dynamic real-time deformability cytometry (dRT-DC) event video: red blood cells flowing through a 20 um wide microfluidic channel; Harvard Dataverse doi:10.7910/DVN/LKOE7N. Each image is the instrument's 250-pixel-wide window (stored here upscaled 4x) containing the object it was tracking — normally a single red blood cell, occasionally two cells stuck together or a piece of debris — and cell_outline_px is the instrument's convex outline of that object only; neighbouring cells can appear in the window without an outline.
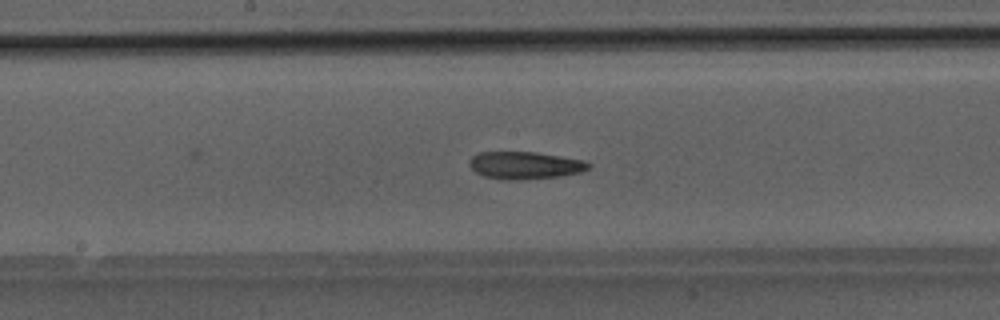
{"species": "Egyptian fruit bat (a non-hibernating species)", "species_latin": "Rousettus aegyptiacus", "temperature_condition": "room temperature", "stored_images_in_passage": 33, "camera_frame_rate_fps": 3000, "um_per_image_px": 0.085, "animal": {"sex": "male"}, "frame": {"image": 1, "passage_image": 13, "time_ms": 4.0, "image_size_px": [1000, 320], "cell_outline_px": [[592, 164], [588, 168], [580, 172], [560, 176], [524, 180], [500, 180], [484, 176], [476, 172], [468, 164], [468, 160], [472, 156], [480, 152], [536, 152], [584, 160]], "centroid_in_image_um": [44.59, 14.06], "position_along_channel_um": 203.6, "area_um2": 19.19}}
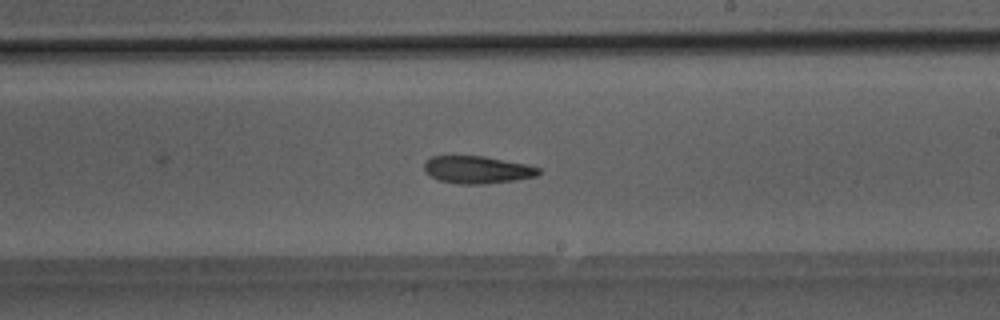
{"frame": {"image": 2, "passage_image": 16, "time_ms": 5.0, "image_size_px": [1000, 320], "cell_outline_px": [[540, 172], [536, 176], [516, 180], [488, 184], [460, 184], [440, 180], [424, 172], [424, 160], [432, 156], [484, 156], [524, 164], [540, 168]], "centroid_in_image_um": [40.54, 14.43], "position_along_channel_um": 248.5, "area_um2": 18.26}}
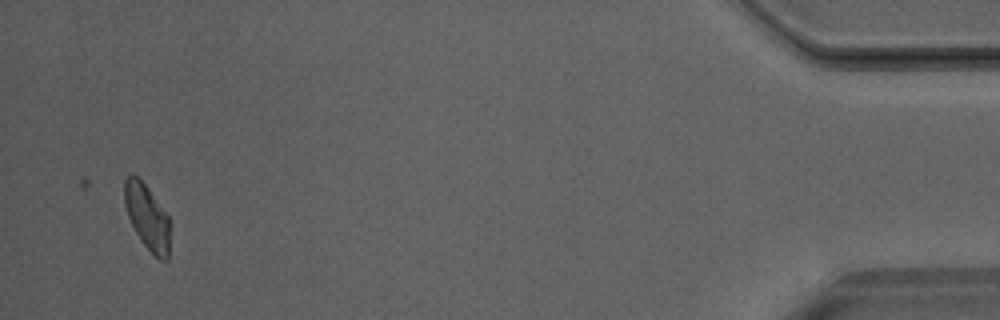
{"frame": {"image": 3, "passage_image": 33, "time_ms": 10.667, "image_size_px": [1000, 320], "cell_outline_px": [[172, 224], [168, 260], [160, 260], [140, 240], [128, 216], [124, 204], [124, 180], [128, 176], [136, 176], [144, 184], [168, 216]], "centroid_in_image_um": [12.55, 18.5], "position_along_channel_um": 422.7, "area_um2": 17.22}}